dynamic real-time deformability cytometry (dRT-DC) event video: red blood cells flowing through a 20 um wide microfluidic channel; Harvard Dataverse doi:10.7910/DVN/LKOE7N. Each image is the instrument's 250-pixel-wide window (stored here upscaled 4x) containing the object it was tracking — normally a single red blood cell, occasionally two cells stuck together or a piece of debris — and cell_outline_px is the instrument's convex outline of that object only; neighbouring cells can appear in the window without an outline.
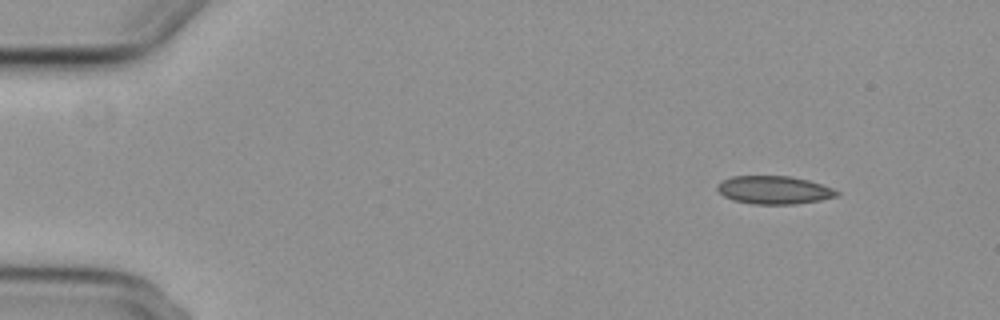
{"species": "common noctule bat (a hibernating species)", "species_latin": "Nyctalus noctula", "temperature_condition": "cold", "stored_images_in_passage": 5, "camera_frame_rate_fps": 3000, "um_per_image_px": 0.085, "animal": {"sex": "female", "body_mass_g": 29.2, "forearm_length_mm": 56.3}, "frame": {"image": 1, "passage_image": 2, "time_ms": 1.0, "image_size_px": [1000, 320], "cell_outline_px": [[840, 192], [836, 196], [820, 200], [796, 204], [752, 204], [732, 200], [724, 196], [716, 188], [724, 180], [732, 176], [792, 176], [808, 180], [832, 188]], "centroid_in_image_um": [65.8, 16.15], "position_along_channel_um": 19.2, "area_um2": 19.42}}
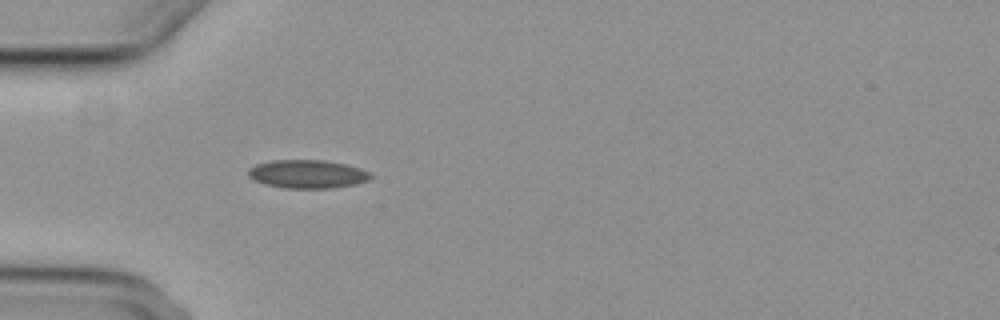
{"frame": {"image": 2, "passage_image": 5, "time_ms": 4.667, "image_size_px": [1000, 320], "cell_outline_px": [[372, 176], [368, 180], [356, 184], [332, 188], [284, 188], [264, 184], [248, 176], [248, 168], [256, 164], [272, 160], [324, 160], [344, 164], [360, 168], [372, 172]], "centroid_in_image_um": [26.14, 14.79], "position_along_channel_um": 58.9, "area_um2": 20.29}}